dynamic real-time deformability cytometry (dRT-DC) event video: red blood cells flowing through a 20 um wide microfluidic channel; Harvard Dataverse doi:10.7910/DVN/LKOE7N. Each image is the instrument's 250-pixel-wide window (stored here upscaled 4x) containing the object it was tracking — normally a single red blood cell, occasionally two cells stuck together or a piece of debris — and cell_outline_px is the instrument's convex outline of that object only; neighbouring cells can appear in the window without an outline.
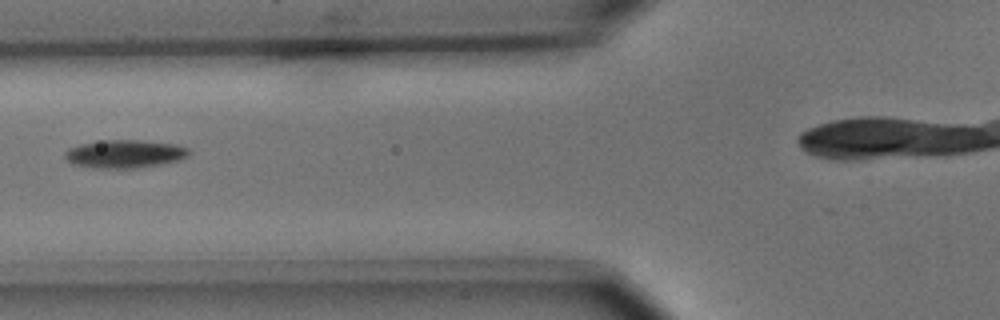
{"species": "common noctule bat (a hibernating species)", "species_latin": "Nyctalus noctula", "temperature_condition": "cold", "stored_images_in_passage": 4, "camera_frame_rate_fps": 3000, "um_per_image_px": 0.085, "animal": {"sex": "male", "body_mass_g": 15.6}, "frame": {"image": 1, "passage_image": 4, "time_ms": 4.333, "image_size_px": [1000, 320], "cell_outline_px": [[192, 152], [188, 156], [180, 160], [144, 168], [92, 168], [72, 164], [64, 156], [64, 152], [68, 148], [80, 144], [104, 140], [140, 140], [180, 144], [188, 148]], "centroid_in_image_um": [10.65, 13.08], "position_along_channel_um": 115.2, "area_um2": 20.75}}